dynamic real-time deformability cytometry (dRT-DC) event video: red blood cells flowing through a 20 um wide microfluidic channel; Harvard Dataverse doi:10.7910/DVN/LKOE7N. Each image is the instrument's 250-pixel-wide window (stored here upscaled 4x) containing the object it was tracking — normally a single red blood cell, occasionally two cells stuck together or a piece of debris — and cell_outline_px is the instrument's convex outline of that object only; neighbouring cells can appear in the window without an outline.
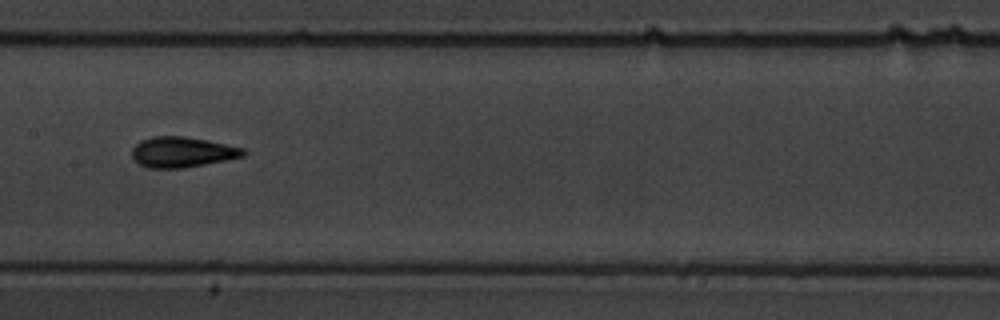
{"species": "common noctule bat (a hibernating species)", "species_latin": "Nyctalus noctula", "temperature_condition": "warm", "stored_images_in_passage": 13, "camera_frame_rate_fps": 3000, "um_per_image_px": 0.085, "animal": {"sex": "male", "body_mass_g": 19.5, "forearm_length_mm": 54.6}, "frame": {"image": 1, "passage_image": 6, "time_ms": 7.0, "image_size_px": [1000, 320], "cell_outline_px": [[248, 152], [244, 156], [184, 168], [148, 168], [140, 164], [132, 156], [132, 148], [140, 140], [152, 136], [184, 136], [208, 140], [244, 148]], "centroid_in_image_um": [15.49, 12.92], "position_along_channel_um": 191.9, "area_um2": 19.77}}
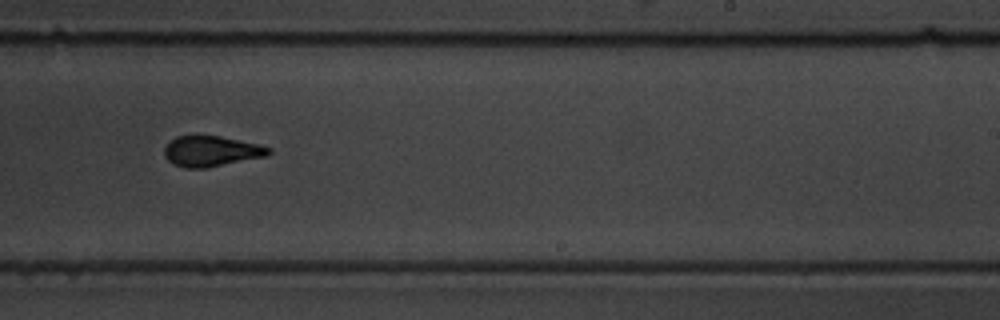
{"frame": {"image": 2, "passage_image": 8, "time_ms": 9.333, "image_size_px": [1000, 320], "cell_outline_px": [[272, 152], [268, 156], [204, 168], [184, 168], [168, 160], [164, 156], [164, 148], [176, 136], [220, 136], [260, 144], [272, 148]], "centroid_in_image_um": [18.01, 12.85], "position_along_channel_um": 271.0, "area_um2": 18.5}}
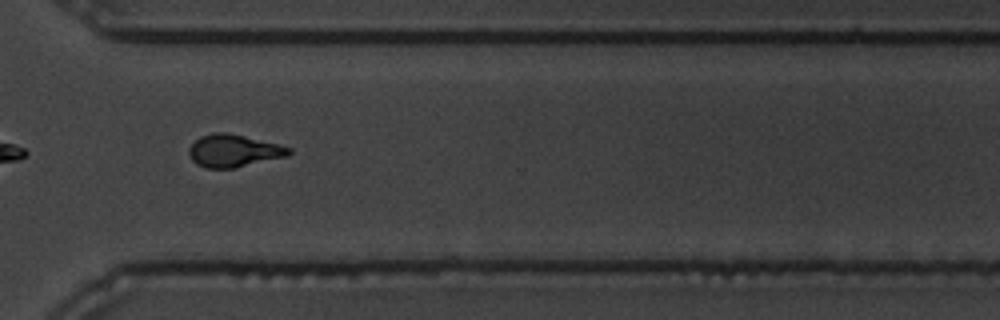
{"frame": {"image": 3, "passage_image": 10, "time_ms": 11.667, "image_size_px": [1000, 320], "cell_outline_px": [[292, 152], [288, 156], [236, 168], [204, 168], [196, 164], [192, 160], [188, 152], [188, 148], [200, 136], [212, 132], [224, 132], [244, 136], [280, 144], [292, 148]], "centroid_in_image_um": [19.87, 12.82], "position_along_channel_um": 350.7, "area_um2": 19.13}, "authors_computed_cell_mechanics": {"area_um2": 19.074, "velocity_mm_per_s": 3.3979, "shape_relaxation_time_tau1_ms": 4.8595, "shape_relaxation_time_tau2_ms": 1.2309, "deformation_change_tau1": 0.1765, "deformation_change_tau2": 0.0831}}